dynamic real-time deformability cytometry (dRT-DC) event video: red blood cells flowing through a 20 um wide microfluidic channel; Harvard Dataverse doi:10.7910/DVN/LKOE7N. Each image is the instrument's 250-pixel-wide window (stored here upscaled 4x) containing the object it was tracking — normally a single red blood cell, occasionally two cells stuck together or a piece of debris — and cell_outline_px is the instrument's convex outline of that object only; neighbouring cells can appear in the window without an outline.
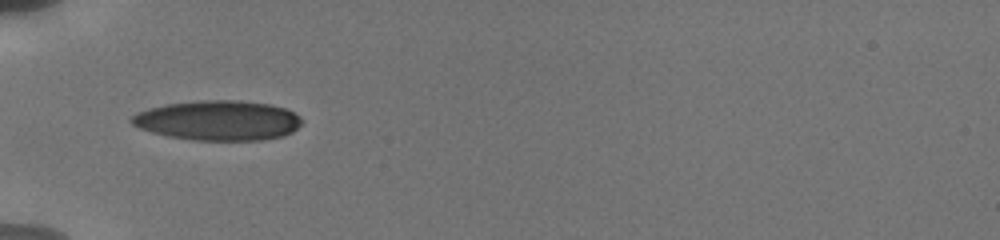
{"species": "human", "species_latin": "Homo sapiens", "temperature_condition": "cold", "stored_images_in_passage": 7, "camera_frame_rate_fps": 3000, "um_per_image_px": 0.085, "donor": {"sex": "male"}, "frame": {"image": 1, "passage_image": 1, "time_ms": 0.0, "image_size_px": [1000, 240], "cell_outline_px": [[304, 120], [292, 132], [280, 136], [260, 140], [192, 140], [168, 136], [152, 132], [140, 128], [132, 124], [128, 120], [136, 112], [148, 108], [168, 104], [200, 100], [240, 100], [272, 104], [284, 108], [300, 116]], "centroid_in_image_um": [18.52, 10.23], "position_along_channel_um": 66.5, "area_um2": 39.59}}
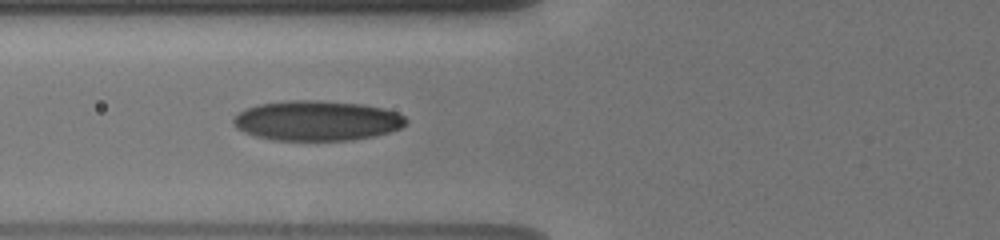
{"frame": {"image": 2, "passage_image": 4, "time_ms": 1.0, "image_size_px": [1000, 240], "cell_outline_px": [[408, 120], [400, 128], [376, 136], [348, 140], [272, 140], [256, 136], [244, 132], [236, 128], [232, 124], [232, 120], [240, 112], [248, 108], [260, 104], [288, 100], [320, 100], [364, 104], [384, 108], [396, 112], [404, 116]], "centroid_in_image_um": [26.94, 10.25], "position_along_channel_um": 98.9, "area_um2": 40.29}}
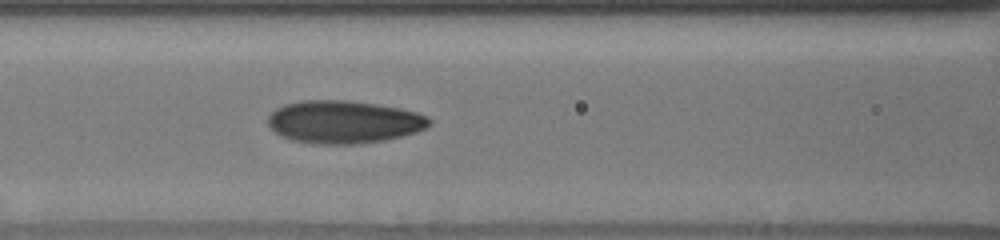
{"frame": {"image": 3, "passage_image": 7, "time_ms": 2.0, "image_size_px": [1000, 240], "cell_outline_px": [[432, 124], [416, 132], [404, 136], [384, 140], [356, 144], [312, 144], [292, 140], [276, 132], [268, 124], [268, 116], [276, 108], [284, 104], [300, 100], [348, 100], [376, 104], [400, 108], [416, 112], [428, 116], [432, 120]], "centroid_in_image_um": [29.24, 10.36], "position_along_channel_um": 137.4, "area_um2": 40.4}}